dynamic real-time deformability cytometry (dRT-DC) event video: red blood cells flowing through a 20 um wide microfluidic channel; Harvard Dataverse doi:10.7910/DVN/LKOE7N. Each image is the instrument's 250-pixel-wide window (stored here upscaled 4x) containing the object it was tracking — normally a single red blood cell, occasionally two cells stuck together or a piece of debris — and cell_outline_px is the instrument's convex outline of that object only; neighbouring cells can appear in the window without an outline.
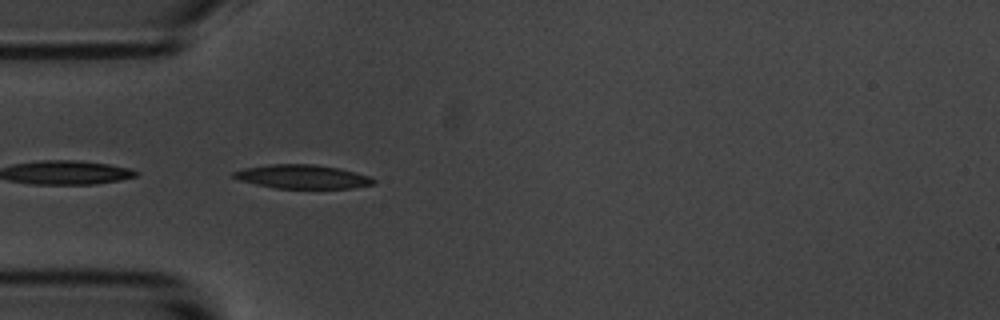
{"species": "common noctule bat (a hibernating species)", "species_latin": "Nyctalus noctula", "temperature_condition": "room temperature", "stored_images_in_passage": 5, "camera_frame_rate_fps": 3000, "um_per_image_px": 0.085, "animal": {"sex": "male", "body_mass_g": 20.1, "forearm_length_mm": 53.5}, "frame": {"image": 1, "passage_image": 5, "time_ms": 4.667, "image_size_px": [1000, 320], "cell_outline_px": [[376, 180], [372, 184], [352, 188], [276, 188], [256, 184], [240, 180], [232, 176], [232, 172], [244, 168], [268, 164], [312, 164], [340, 168], [372, 176]], "centroid_in_image_um": [25.72, 15.01], "position_along_channel_um": 59.3, "area_um2": 19.42}}